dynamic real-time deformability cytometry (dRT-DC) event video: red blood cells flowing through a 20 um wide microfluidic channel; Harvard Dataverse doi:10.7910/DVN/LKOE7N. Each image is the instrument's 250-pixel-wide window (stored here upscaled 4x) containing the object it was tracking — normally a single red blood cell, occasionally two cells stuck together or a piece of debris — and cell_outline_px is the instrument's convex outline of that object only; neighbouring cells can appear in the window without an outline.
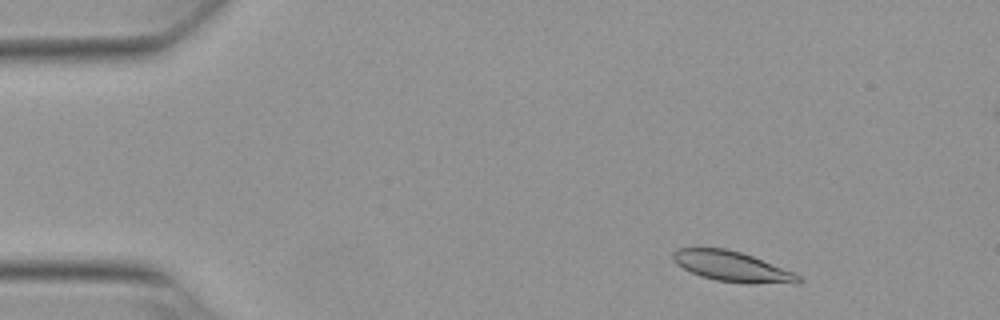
{"species": "Egyptian fruit bat (a non-hibernating species)", "species_latin": "Rousettus aegyptiacus", "temperature_condition": "warm", "stored_images_in_passage": 52, "camera_frame_rate_fps": 3000, "um_per_image_px": 0.085, "animal": {"sex": "female"}, "frame": {"image": 1, "passage_image": 5, "time_ms": 1.333, "image_size_px": [1000, 320], "cell_outline_px": [[804, 280], [800, 284], [744, 284], [716, 280], [700, 276], [684, 268], [672, 256], [672, 252], [680, 248], [724, 248], [740, 252], [752, 256], [796, 272]], "centroid_in_image_um": [62.37, 22.69], "position_along_channel_um": 22.6, "area_um2": 22.31}}
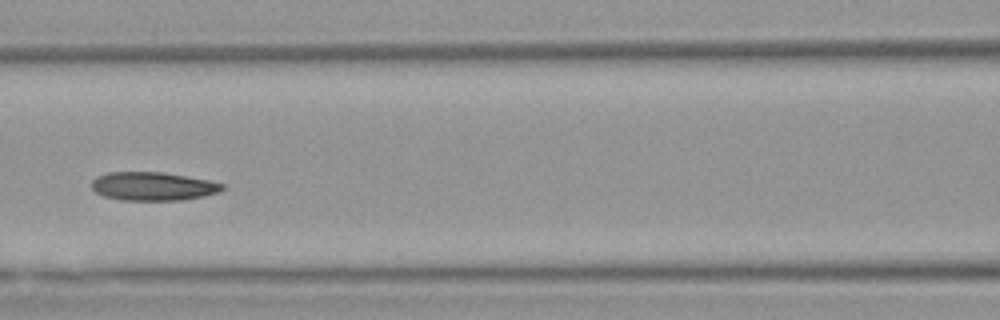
{"frame": {"image": 2, "passage_image": 22, "time_ms": 7.0, "image_size_px": [1000, 320], "cell_outline_px": [[224, 188], [220, 192], [204, 196], [184, 200], [124, 200], [104, 196], [96, 192], [92, 188], [92, 180], [96, 176], [108, 172], [164, 172], [208, 180], [224, 184]], "centroid_in_image_um": [13.01, 15.83], "position_along_channel_um": 153.6, "area_um2": 21.73}}
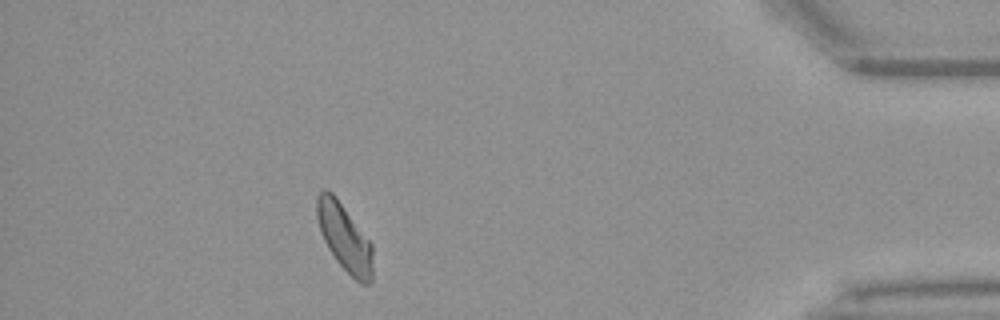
{"frame": {"image": 3, "passage_image": 46, "time_ms": 15.0, "image_size_px": [1000, 320], "cell_outline_px": [[372, 284], [360, 284], [336, 260], [328, 248], [320, 232], [316, 216], [316, 196], [324, 188], [332, 192], [336, 196], [372, 244]], "centroid_in_image_um": [29.27, 20.17], "position_along_channel_um": 405.9, "area_um2": 21.91}, "authors_computed_cell_mechanics": {"area_um2": 21.9351, "velocity_mm_per_s": 3.7831, "shape_relaxation_time_tau1_ms": null, "shape_relaxation_time_tau2_ms": 7.7942, "deformation_change_tau1": null, "deformation_change_tau2": 0.1419}}